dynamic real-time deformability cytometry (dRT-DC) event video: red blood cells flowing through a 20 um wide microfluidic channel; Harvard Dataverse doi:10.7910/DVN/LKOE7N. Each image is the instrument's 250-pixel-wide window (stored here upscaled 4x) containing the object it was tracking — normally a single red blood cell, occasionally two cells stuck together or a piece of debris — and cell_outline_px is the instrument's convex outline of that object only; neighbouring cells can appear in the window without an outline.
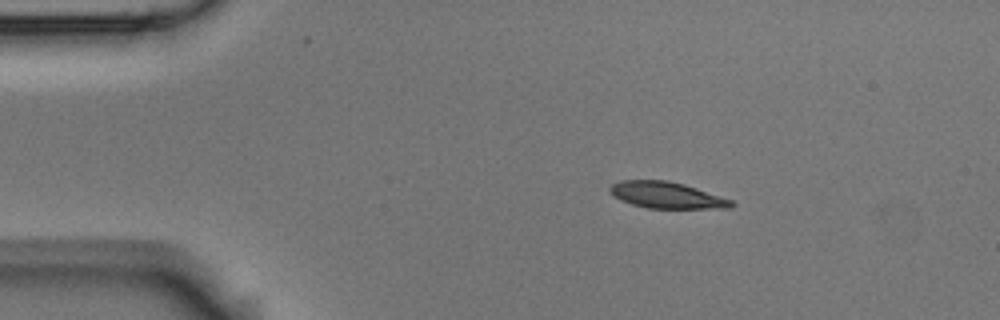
{"species": "Egyptian fruit bat (a non-hibernating species)", "species_latin": "Rousettus aegyptiacus", "temperature_condition": "room temperature", "stored_images_in_passage": 3, "camera_frame_rate_fps": 3000, "um_per_image_px": 0.085, "animal": {"sex": "male"}, "frame": {"image": 1, "passage_image": 2, "time_ms": 0.333, "image_size_px": [1000, 320], "cell_outline_px": [[736, 204], [732, 208], [648, 208], [632, 204], [620, 200], [608, 188], [612, 184], [620, 180], [668, 180], [684, 184], [732, 200]], "centroid_in_image_um": [56.68, 16.58], "position_along_channel_um": 28.3, "area_um2": 18.55}}